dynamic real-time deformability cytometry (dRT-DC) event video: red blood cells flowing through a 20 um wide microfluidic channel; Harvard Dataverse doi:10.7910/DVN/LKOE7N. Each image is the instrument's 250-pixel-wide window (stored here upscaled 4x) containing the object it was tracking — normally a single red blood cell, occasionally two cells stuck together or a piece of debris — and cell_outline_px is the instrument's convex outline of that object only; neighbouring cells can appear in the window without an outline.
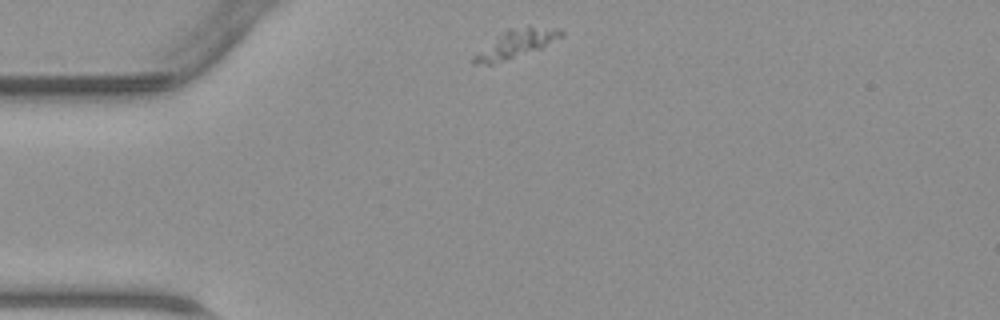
{"species": "common noctule bat (a hibernating species)", "species_latin": "Nyctalus noctula", "temperature_condition": "warm", "stored_images_in_passage": 39, "camera_frame_rate_fps": 3000, "um_per_image_px": 0.085, "animal": {"sex": "male", "body_mass_g": 23.1, "forearm_length_mm": 52.7}, "frame": {"image": 1, "passage_image": 1, "time_ms": 0.0, "image_size_px": [1000, 320], "cell_outline_px": [[564, 36], [540, 48], [492, 64], [472, 64], [472, 56], [504, 32], [512, 28], [528, 24], [560, 28], [564, 32]], "centroid_in_image_um": [43.94, 3.67], "position_along_channel_um": 41.1, "area_um2": 14.16}}
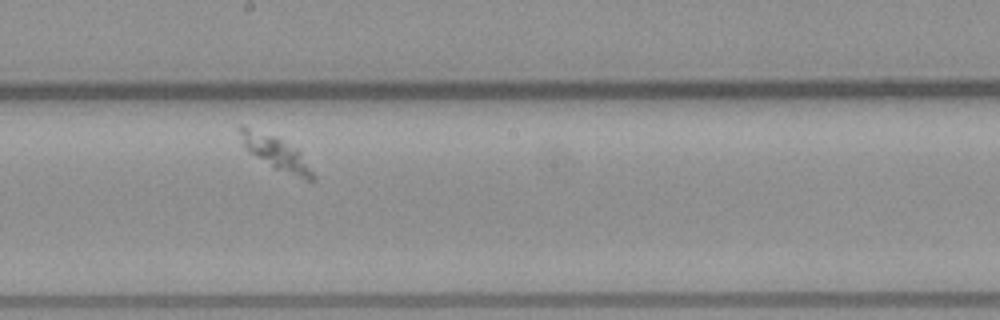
{"frame": {"image": 2, "passage_image": 17, "time_ms": 5.333, "image_size_px": [1000, 320], "cell_outline_px": [[316, 180], [308, 180], [272, 168], [248, 152], [236, 128], [240, 124], [276, 136], [296, 148], [300, 152], [316, 176]], "centroid_in_image_um": [23.41, 12.98], "position_along_channel_um": 224.8, "area_um2": 14.28}}
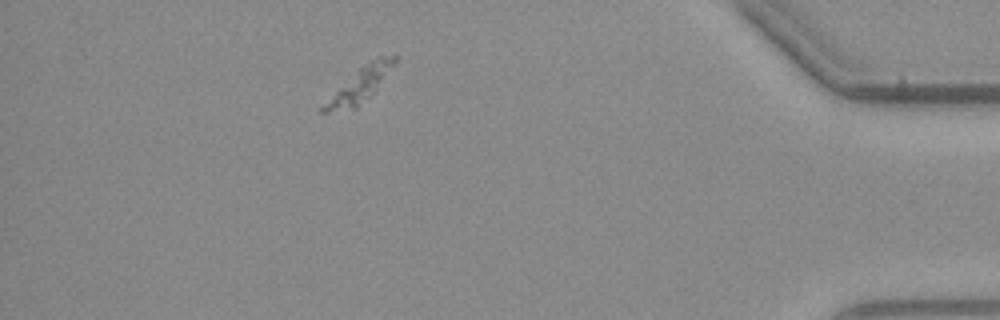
{"frame": {"image": 3, "passage_image": 34, "time_ms": 11.0, "image_size_px": [1000, 320], "cell_outline_px": [[396, 64], [372, 92], [356, 108], [328, 112], [320, 112], [320, 108], [360, 68], [376, 56], [396, 56]], "centroid_in_image_um": [30.63, 7.2], "position_along_channel_um": 404.6, "area_um2": 13.12}}